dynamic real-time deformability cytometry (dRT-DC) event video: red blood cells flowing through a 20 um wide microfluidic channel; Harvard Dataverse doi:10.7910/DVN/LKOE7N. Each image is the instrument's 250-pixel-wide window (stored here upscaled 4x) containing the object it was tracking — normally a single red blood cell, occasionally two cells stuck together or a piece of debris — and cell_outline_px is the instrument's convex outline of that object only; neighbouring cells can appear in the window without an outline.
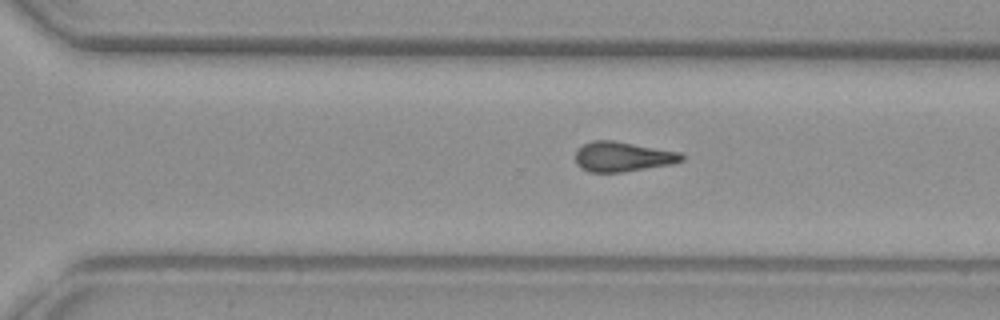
{"species": "common noctule bat (a hibernating species)", "species_latin": "Nyctalus noctula", "temperature_condition": "warm", "stored_images_in_passage": 35, "camera_frame_rate_fps": 3000, "um_per_image_px": 0.085, "animal": {"sex": "female", "body_mass_g": 29.2, "forearm_length_mm": 56.3}, "frame": {"image": 1, "passage_image": 30, "time_ms": 9.667, "image_size_px": [1000, 320], "cell_outline_px": [[684, 160], [672, 164], [620, 172], [588, 172], [580, 168], [576, 164], [576, 148], [592, 140], [612, 140], [680, 152], [684, 156]], "centroid_in_image_um": [52.89, 13.31], "position_along_channel_um": 317.7, "area_um2": 18.5}}